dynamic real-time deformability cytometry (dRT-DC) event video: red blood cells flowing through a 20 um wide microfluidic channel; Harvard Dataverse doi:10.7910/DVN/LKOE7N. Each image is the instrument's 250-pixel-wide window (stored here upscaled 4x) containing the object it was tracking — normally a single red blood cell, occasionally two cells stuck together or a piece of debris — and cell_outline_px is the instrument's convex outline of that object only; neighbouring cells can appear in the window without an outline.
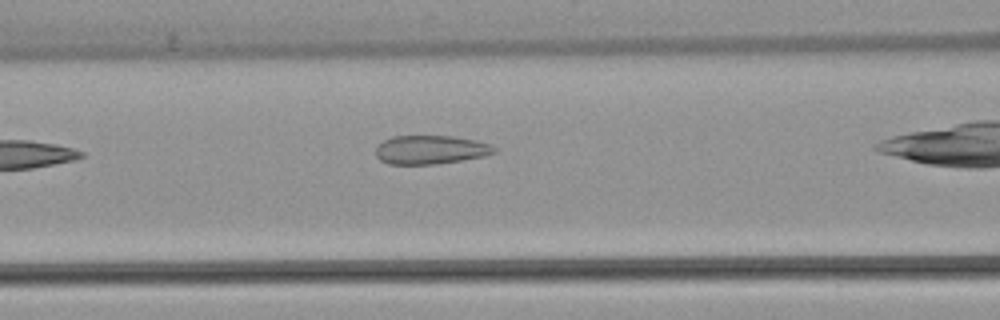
{"species": "common noctule bat (a hibernating species)", "species_latin": "Nyctalus noctula", "temperature_condition": "warm", "stored_images_in_passage": 4, "camera_frame_rate_fps": 3000, "um_per_image_px": 0.085, "animal": {"sex": "female", "body_mass_g": 22.7, "forearm_length_mm": 54.2}, "frame": {"image": 1, "passage_image": 3, "time_ms": 2.667, "image_size_px": [1000, 320], "cell_outline_px": [[496, 152], [484, 156], [436, 164], [388, 164], [380, 160], [376, 156], [376, 148], [384, 140], [392, 136], [452, 136], [476, 140], [492, 144], [496, 148]], "centroid_in_image_um": [36.61, 12.72], "position_along_channel_um": 130.0, "area_um2": 19.83}}